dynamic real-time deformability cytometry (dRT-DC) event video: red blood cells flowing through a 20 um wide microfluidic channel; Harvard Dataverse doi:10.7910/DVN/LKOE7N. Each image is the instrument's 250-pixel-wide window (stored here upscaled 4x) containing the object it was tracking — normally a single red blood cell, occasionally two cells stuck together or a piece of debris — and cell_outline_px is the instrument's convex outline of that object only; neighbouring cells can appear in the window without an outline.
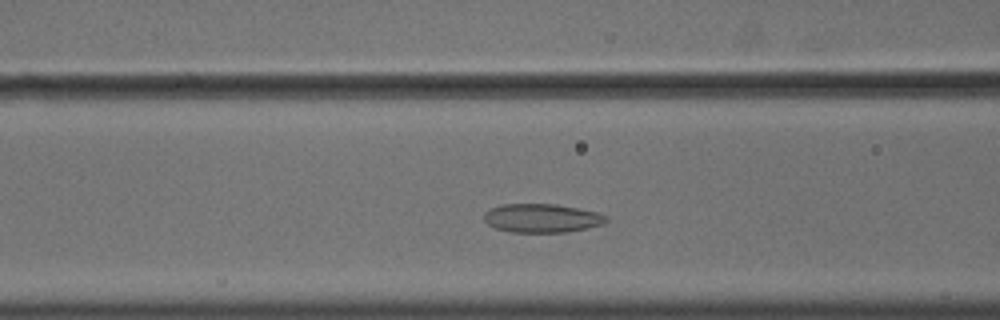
{"species": "common noctule bat (a hibernating species)", "species_latin": "Nyctalus noctula", "temperature_condition": "cold", "stored_images_in_passage": 40, "camera_frame_rate_fps": 3000, "um_per_image_px": 0.085, "animal": {"sex": "male", "body_mass_g": 18.8}, "frame": {"image": 1, "passage_image": 12, "time_ms": 3.667, "image_size_px": [1000, 320], "cell_outline_px": [[608, 220], [604, 224], [588, 228], [568, 232], [512, 232], [496, 228], [488, 224], [484, 220], [484, 212], [500, 204], [556, 204], [600, 212], [608, 216]], "centroid_in_image_um": [46.11, 18.54], "position_along_channel_um": 120.5, "area_um2": 20.63}}
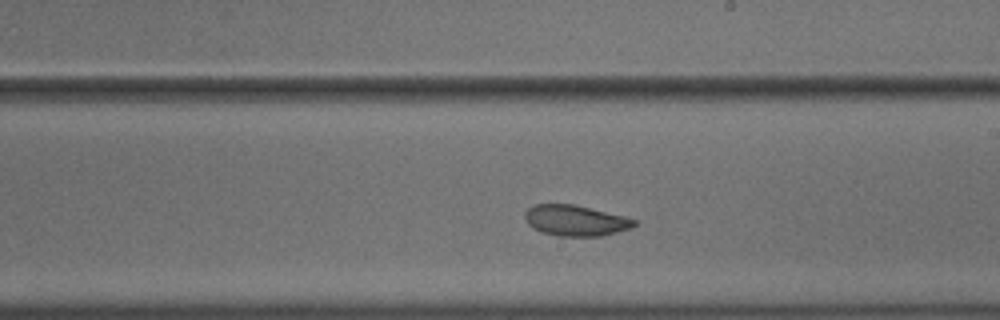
{"frame": {"image": 2, "passage_image": 22, "time_ms": 7.0, "image_size_px": [1000, 320], "cell_outline_px": [[636, 224], [632, 228], [600, 236], [556, 236], [540, 232], [532, 228], [528, 224], [524, 216], [524, 212], [528, 208], [536, 204], [572, 204], [624, 216], [636, 220]], "centroid_in_image_um": [48.88, 18.75], "position_along_channel_um": 240.1, "area_um2": 19.59}}
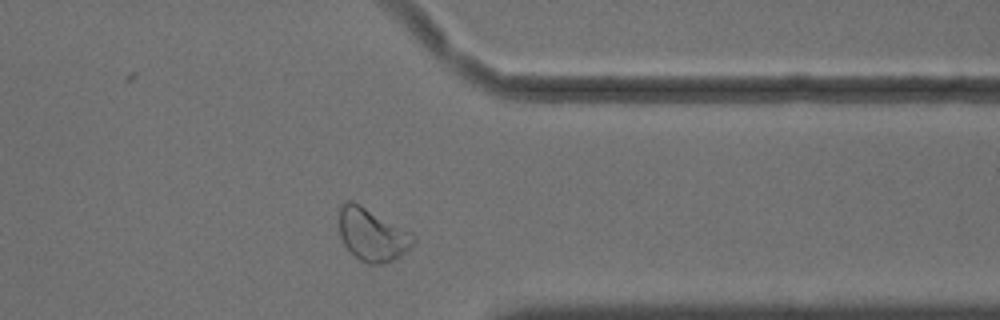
{"frame": {"image": 3, "passage_image": 34, "time_ms": 11.0, "image_size_px": [1000, 320], "cell_outline_px": [[416, 240], [400, 256], [392, 260], [380, 264], [368, 264], [360, 260], [344, 244], [340, 236], [340, 208], [348, 200], [352, 200], [360, 204], [412, 232], [416, 236]], "centroid_in_image_um": [31.66, 19.94], "position_along_channel_um": 379.7, "area_um2": 22.48}, "authors_computed_cell_mechanics": {"area_um2": 20.7791, "velocity_mm_per_s": 3.5868, "shape_relaxation_time_tau1_ms": 7.4872, "shape_relaxation_time_tau2_ms": 2.4664, "deformation_change_tau1": 0.1187, "deformation_change_tau2": 0.0715}}